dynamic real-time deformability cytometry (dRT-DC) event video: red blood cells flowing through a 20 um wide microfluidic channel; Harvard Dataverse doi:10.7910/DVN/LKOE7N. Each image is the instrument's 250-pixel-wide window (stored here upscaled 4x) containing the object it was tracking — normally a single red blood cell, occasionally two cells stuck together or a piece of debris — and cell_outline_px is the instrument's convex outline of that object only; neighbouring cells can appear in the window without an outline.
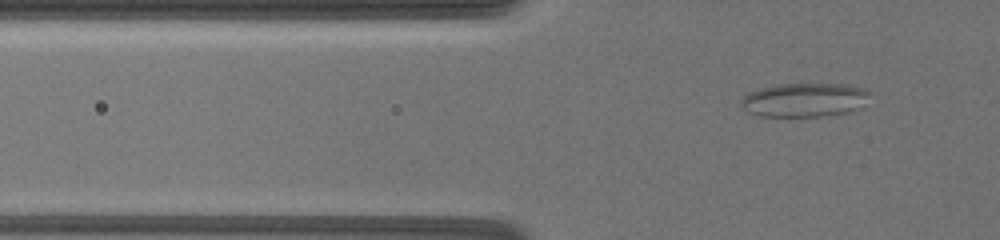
{"species": "common noctule bat (a hibernating species)", "species_latin": "Nyctalus noctula", "temperature_condition": "warm", "stored_images_in_passage": 87, "camera_frame_rate_fps": 3000, "um_per_image_px": 0.085, "animal": {"sex": "female", "body_mass_g": 19.5, "forearm_length_mm": 54.1}, "frame": {"image": 1, "passage_image": 10, "time_ms": 2.667, "image_size_px": [1000, 240], "cell_outline_px": [[872, 92], [860, 108], [844, 112], [824, 116], [760, 116], [748, 112], [740, 104], [740, 100], [748, 92], [760, 88], [780, 84], [848, 84], [864, 88]], "centroid_in_image_um": [68.38, 8.48], "position_along_channel_um": 57.4, "area_um2": 25.43}}
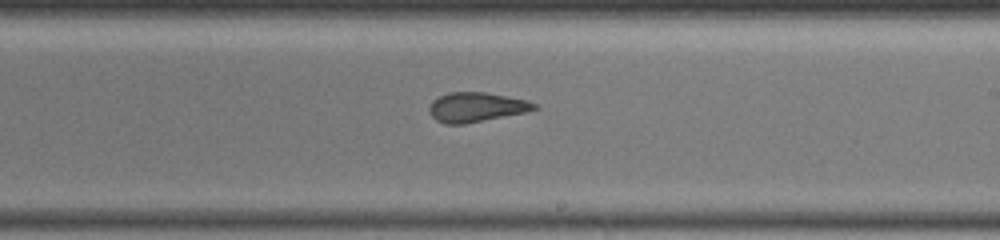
{"frame": {"image": 2, "passage_image": 43, "time_ms": 8.667, "image_size_px": [1000, 240], "cell_outline_px": [[540, 108], [524, 112], [464, 124], [444, 124], [436, 120], [428, 112], [428, 108], [432, 100], [448, 92], [484, 92], [528, 100], [536, 104]], "centroid_in_image_um": [40.45, 9.1], "position_along_channel_um": 248.6, "area_um2": 18.03}}
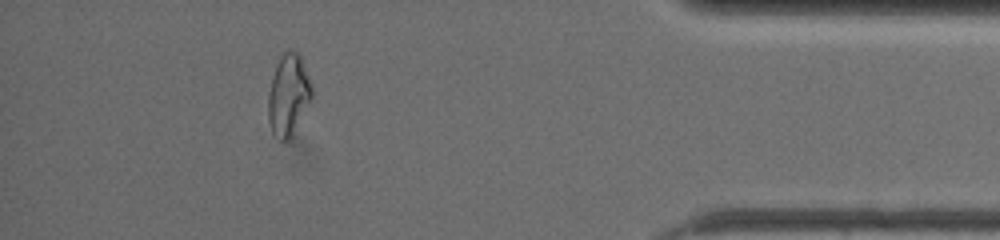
{"frame": {"image": 3, "passage_image": 76, "time_ms": 14.333, "image_size_px": [1000, 240], "cell_outline_px": [[312, 96], [288, 140], [280, 140], [272, 132], [268, 120], [268, 96], [276, 64], [280, 56], [284, 52], [296, 52], [300, 56], [308, 76], [312, 88]], "centroid_in_image_um": [24.49, 8.07], "position_along_channel_um": 410.7, "area_um2": 19.88}, "authors_computed_cell_mechanics": {"area_um2": 19.1318, "velocity_mm_per_s": 3.5048, "shape_relaxation_time_tau1_ms": null, "shape_relaxation_time_tau2_ms": 1.1896, "deformation_change_tau1": null, "deformation_change_tau2": 0.1024}}